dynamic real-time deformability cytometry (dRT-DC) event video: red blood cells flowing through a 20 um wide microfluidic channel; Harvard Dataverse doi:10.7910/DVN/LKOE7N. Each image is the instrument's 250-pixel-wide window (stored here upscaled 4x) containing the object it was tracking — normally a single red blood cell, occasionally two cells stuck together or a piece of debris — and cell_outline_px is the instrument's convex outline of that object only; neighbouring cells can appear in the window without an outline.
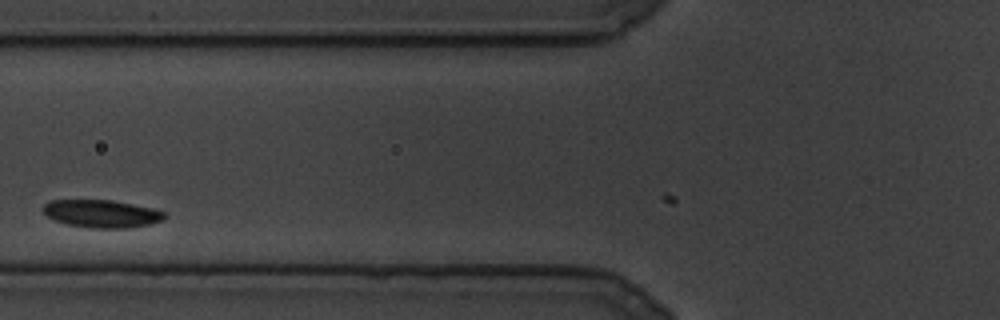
{"species": "common noctule bat (a hibernating species)", "species_latin": "Nyctalus noctula", "temperature_condition": "cold", "stored_images_in_passage": 57, "camera_frame_rate_fps": 3000, "um_per_image_px": 0.085, "animal": {"sex": "male", "body_mass_g": 19.5, "forearm_length_mm": 54.6}, "frame": {"image": 1, "passage_image": 8, "time_ms": 2.333, "image_size_px": [1000, 320], "cell_outline_px": [[164, 216], [160, 220], [148, 224], [128, 228], [92, 228], [68, 224], [44, 216], [40, 208], [44, 204], [52, 200], [112, 200], [152, 208], [164, 212]], "centroid_in_image_um": [8.55, 18.15], "position_along_channel_um": 117.2, "area_um2": 19.48}}
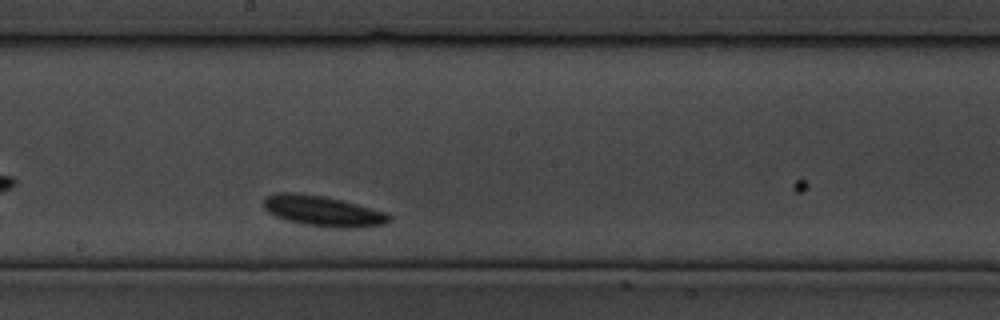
{"frame": {"image": 2, "passage_image": 28, "time_ms": 9.0, "image_size_px": [1000, 320], "cell_outline_px": [[392, 220], [388, 224], [364, 228], [340, 228], [304, 224], [284, 220], [268, 212], [264, 208], [264, 200], [268, 196], [276, 192], [296, 192], [324, 196], [388, 212], [392, 216]], "centroid_in_image_um": [27.51, 17.95], "position_along_channel_um": 220.7, "area_um2": 22.6}}
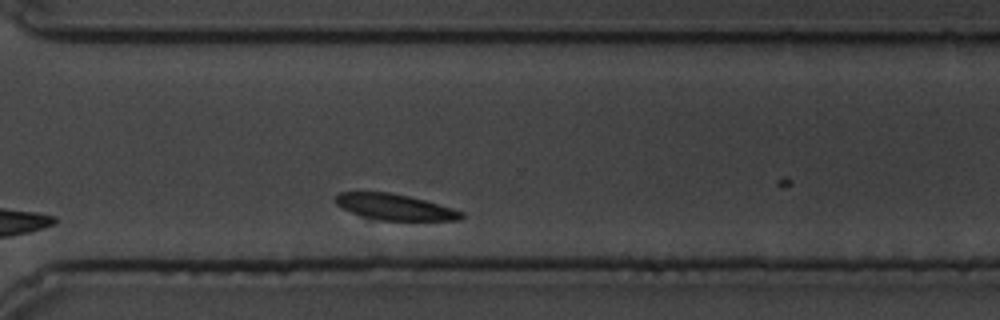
{"frame": {"image": 3, "passage_image": 50, "time_ms": 16.333, "image_size_px": [1000, 320], "cell_outline_px": [[464, 216], [460, 220], [384, 220], [364, 216], [352, 212], [336, 204], [336, 196], [340, 192], [392, 192], [424, 200], [452, 208], [464, 212]], "centroid_in_image_um": [33.59, 17.59], "position_along_channel_um": 337.0, "area_um2": 18.67}}